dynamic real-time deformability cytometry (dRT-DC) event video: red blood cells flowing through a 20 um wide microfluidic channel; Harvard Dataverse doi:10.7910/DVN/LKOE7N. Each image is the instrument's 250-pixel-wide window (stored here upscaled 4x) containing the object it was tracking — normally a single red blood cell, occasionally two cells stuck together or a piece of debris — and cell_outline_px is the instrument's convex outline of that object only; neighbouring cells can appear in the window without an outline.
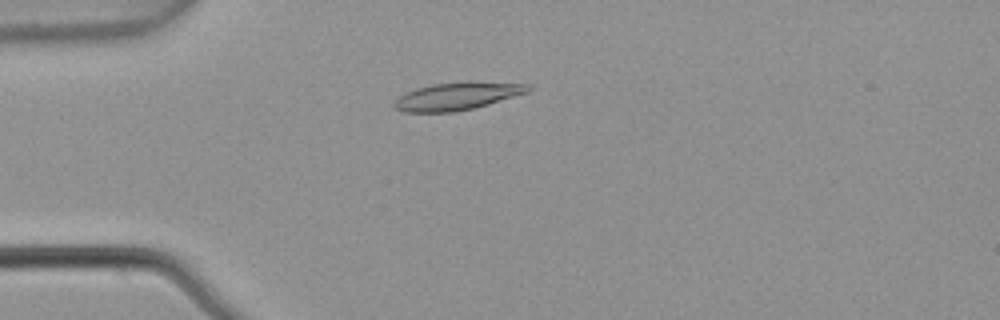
{"species": "common noctule bat (a hibernating species)", "species_latin": "Nyctalus noctula", "temperature_condition": "warm", "stored_images_in_passage": 5, "camera_frame_rate_fps": 3000, "um_per_image_px": 0.085, "animal": {"sex": "male", "body_mass_g": 21.5, "forearm_length_mm": 52.0}, "frame": {"image": 1, "passage_image": 5, "time_ms": 1.333, "image_size_px": [1000, 320], "cell_outline_px": [[532, 88], [528, 92], [488, 104], [472, 108], [452, 112], [404, 112], [396, 108], [392, 104], [400, 96], [416, 88], [432, 84], [468, 80], [472, 80], [532, 84]], "centroid_in_image_um": [38.92, 8.14], "position_along_channel_um": 46.1, "area_um2": 21.79}}